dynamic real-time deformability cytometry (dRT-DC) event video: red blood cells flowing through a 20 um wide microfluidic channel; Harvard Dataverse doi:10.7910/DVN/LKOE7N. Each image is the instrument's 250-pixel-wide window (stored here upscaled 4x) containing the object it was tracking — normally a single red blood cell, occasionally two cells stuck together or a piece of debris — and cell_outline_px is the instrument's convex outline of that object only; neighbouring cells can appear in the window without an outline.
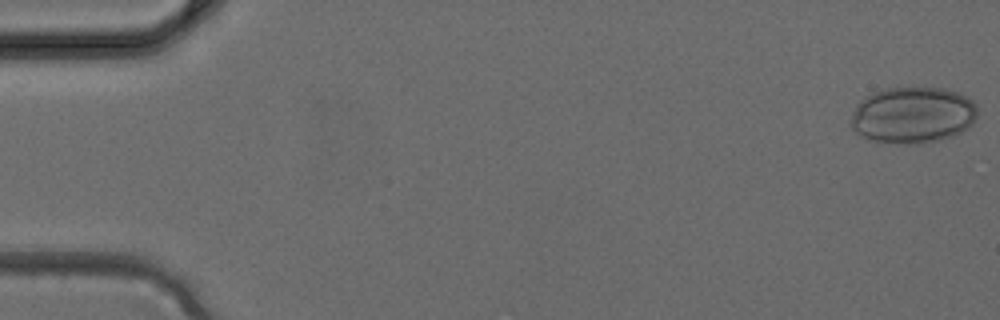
{"species": "common noctule bat (a hibernating species)", "species_latin": "Nyctalus noctula", "temperature_condition": "cold", "stored_images_in_passage": 4, "camera_frame_rate_fps": 3000, "um_per_image_px": 0.085, "animal": {"sex": "female", "body_mass_g": 24.6, "forearm_length_mm": 56.2}, "frame": {"image": 1, "passage_image": 1, "time_ms": 0.0, "image_size_px": [1000, 320], "cell_outline_px": [[976, 116], [972, 124], [968, 128], [952, 136], [920, 144], [876, 144], [868, 140], [856, 132], [848, 124], [848, 120], [856, 104], [872, 92], [888, 88], [944, 88], [956, 92], [972, 100], [976, 104]], "centroid_in_image_um": [77.51, 9.81], "position_along_channel_um": 7.5, "area_um2": 42.25}}